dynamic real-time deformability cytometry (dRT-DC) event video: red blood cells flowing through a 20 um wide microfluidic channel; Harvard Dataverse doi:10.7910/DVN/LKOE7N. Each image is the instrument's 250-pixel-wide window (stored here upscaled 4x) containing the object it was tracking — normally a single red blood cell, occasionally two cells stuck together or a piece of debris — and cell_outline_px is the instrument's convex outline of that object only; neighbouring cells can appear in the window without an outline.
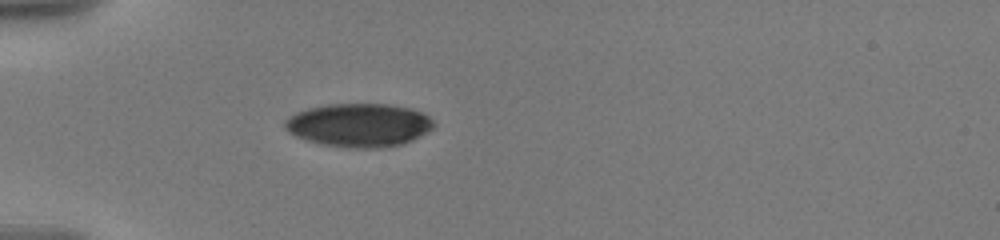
{"species": "human", "species_latin": "Homo sapiens", "temperature_condition": "warm", "stored_images_in_passage": 11, "camera_frame_rate_fps": 3000, "um_per_image_px": 0.085, "donor": {"sex": "male"}, "frame": {"image": 1, "passage_image": 1, "time_ms": 0.0, "image_size_px": [1000, 240], "cell_outline_px": [[436, 124], [432, 128], [412, 140], [404, 144], [380, 148], [348, 148], [320, 144], [296, 136], [288, 132], [284, 128], [284, 120], [288, 116], [296, 112], [308, 108], [328, 104], [388, 104], [412, 108], [428, 116]], "centroid_in_image_um": [30.49, 10.63], "position_along_channel_um": 54.5, "area_um2": 37.86}}
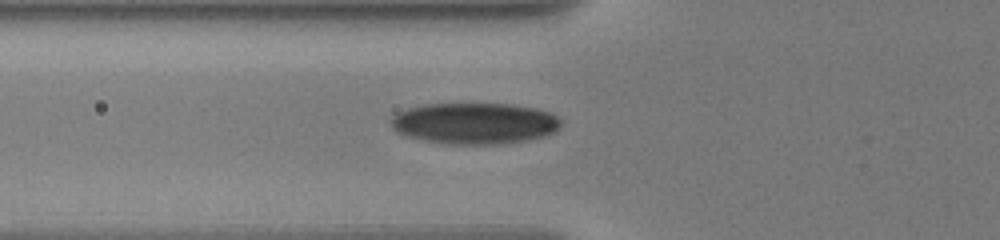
{"frame": {"image": 2, "passage_image": 7, "time_ms": 1.333, "image_size_px": [1000, 240], "cell_outline_px": [[560, 128], [544, 136], [528, 140], [500, 144], [448, 144], [424, 140], [408, 136], [396, 132], [392, 128], [388, 120], [396, 112], [408, 108], [424, 104], [472, 100], [512, 104], [536, 108], [548, 112], [556, 116], [560, 120]], "centroid_in_image_um": [40.28, 10.43], "position_along_channel_um": 85.5, "area_um2": 42.31}}